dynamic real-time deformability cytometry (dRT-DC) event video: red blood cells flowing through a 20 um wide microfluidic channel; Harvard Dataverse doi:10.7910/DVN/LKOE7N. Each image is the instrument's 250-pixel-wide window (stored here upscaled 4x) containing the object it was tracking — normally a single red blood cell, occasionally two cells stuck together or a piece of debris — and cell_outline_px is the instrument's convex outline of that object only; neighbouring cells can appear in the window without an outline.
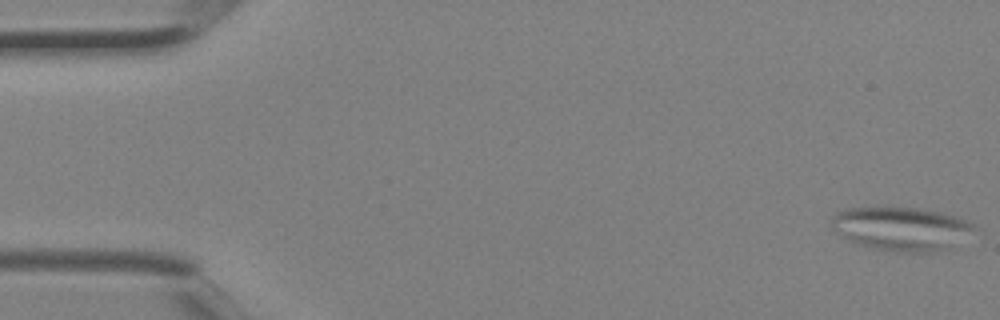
{"species": "Egyptian fruit bat (a non-hibernating species)", "species_latin": "Rousettus aegyptiacus", "temperature_condition": "room temperature", "stored_images_in_passage": 4, "camera_frame_rate_fps": 3000, "um_per_image_px": 0.085, "animal": {"sex": "female"}, "frame": {"image": 1, "passage_image": 1, "time_ms": 0.0, "image_size_px": [1000, 320], "cell_outline_px": [[976, 228], [948, 248], [932, 252], [900, 252], [876, 248], [856, 244], [832, 228], [832, 216], [836, 212], [848, 208], [880, 204], [916, 208], [940, 212], [956, 216], [976, 224]], "centroid_in_image_um": [76.56, 19.38], "position_along_channel_um": 8.4, "area_um2": 36.59}}